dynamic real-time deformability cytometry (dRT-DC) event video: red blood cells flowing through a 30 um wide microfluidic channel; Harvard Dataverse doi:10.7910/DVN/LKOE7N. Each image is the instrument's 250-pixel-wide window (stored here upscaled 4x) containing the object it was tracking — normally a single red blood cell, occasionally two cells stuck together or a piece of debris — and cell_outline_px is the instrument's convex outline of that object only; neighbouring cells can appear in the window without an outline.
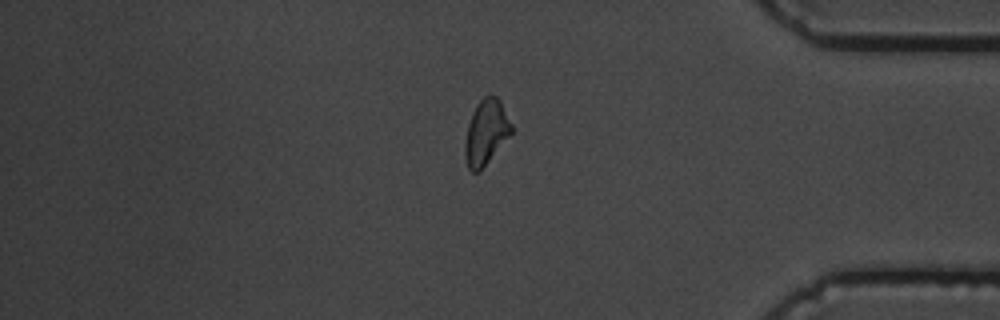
{"species": "common noctule bat (a hibernating species)", "species_latin": "Nyctalus noctula", "temperature_condition": "cold", "stored_images_in_passage": 16, "segment_of_instrument_passage": [2, 2], "camera_frame_rate_fps": 3000, "um_per_image_px": 0.085, "animal": {"sex": "male", "body_mass_g": 19.5, "forearm_length_mm": 54.6}, "frame": {"image": 1, "passage_image": 16, "time_ms": 18.0, "image_size_px": [1000, 320], "cell_outline_px": [[512, 132], [480, 172], [472, 172], [468, 168], [464, 152], [464, 144], [468, 124], [472, 112], [476, 104], [484, 96], [496, 96], [500, 100], [512, 124]], "centroid_in_image_um": [41.3, 11.25], "position_along_channel_um": 393.9, "area_um2": 17.57}}